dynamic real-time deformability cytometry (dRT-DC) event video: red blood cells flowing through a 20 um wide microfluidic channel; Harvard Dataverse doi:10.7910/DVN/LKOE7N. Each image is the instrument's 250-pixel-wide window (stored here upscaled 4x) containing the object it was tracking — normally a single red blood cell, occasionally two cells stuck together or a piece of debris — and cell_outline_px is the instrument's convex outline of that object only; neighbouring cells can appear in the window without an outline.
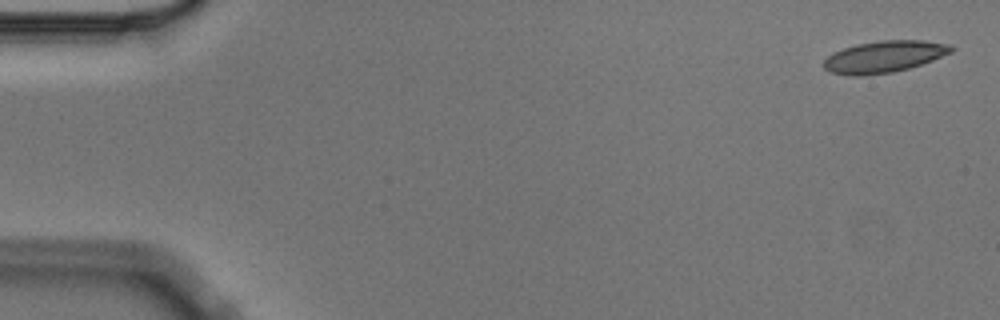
{"species": "Egyptian fruit bat (a non-hibernating species)", "species_latin": "Rousettus aegyptiacus", "temperature_condition": "cold", "stored_images_in_passage": 5, "camera_frame_rate_fps": 3000, "um_per_image_px": 0.085, "animal": {"sex": "male"}, "frame": {"image": 1, "passage_image": 1, "time_ms": 0.0, "image_size_px": [1000, 320], "cell_outline_px": [[956, 48], [952, 52], [932, 60], [908, 68], [892, 72], [860, 76], [852, 76], [832, 72], [824, 68], [824, 60], [832, 52], [856, 44], [880, 40], [924, 40], [952, 44]], "centroid_in_image_um": [75.18, 4.8], "position_along_channel_um": 9.8, "area_um2": 23.58}}